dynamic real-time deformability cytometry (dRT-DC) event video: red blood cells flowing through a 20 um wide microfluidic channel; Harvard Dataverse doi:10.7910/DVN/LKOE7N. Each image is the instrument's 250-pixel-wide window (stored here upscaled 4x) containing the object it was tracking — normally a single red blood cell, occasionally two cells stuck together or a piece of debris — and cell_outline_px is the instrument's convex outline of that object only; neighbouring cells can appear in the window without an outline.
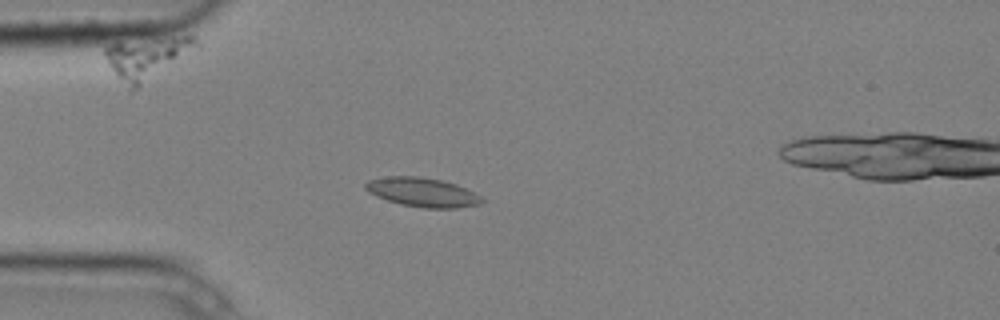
{"species": "common noctule bat (a hibernating species)", "species_latin": "Nyctalus noctula", "temperature_condition": "cold", "stored_images_in_passage": 12, "camera_frame_rate_fps": 3000, "um_per_image_px": 0.085, "animal": {"sex": "male", "body_mass_g": 20.4}, "frame": {"image": 1, "passage_image": 3, "time_ms": 0.667, "image_size_px": [1000, 320], "cell_outline_px": [[484, 200], [480, 204], [456, 208], [424, 208], [400, 204], [376, 196], [368, 192], [364, 188], [364, 184], [368, 180], [388, 176], [420, 176], [440, 180], [456, 184], [480, 196]], "centroid_in_image_um": [35.87, 16.34], "position_along_channel_um": 49.1, "area_um2": 19.65}}
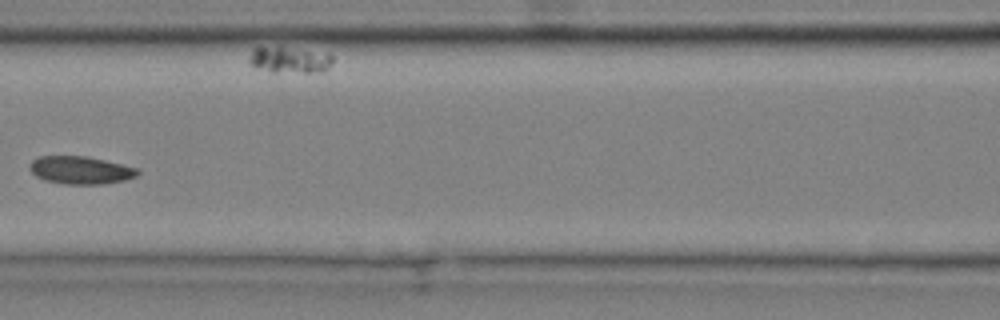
{"frame": {"image": 2, "passage_image": 6, "time_ms": 1.667, "image_size_px": [1000, 320], "cell_outline_px": [[140, 172], [136, 176], [124, 180], [104, 184], [64, 184], [44, 180], [36, 176], [28, 168], [32, 160], [40, 156], [88, 156], [140, 168]], "centroid_in_image_um": [6.87, 14.46], "position_along_channel_um": 159.7, "area_um2": 17.63}}
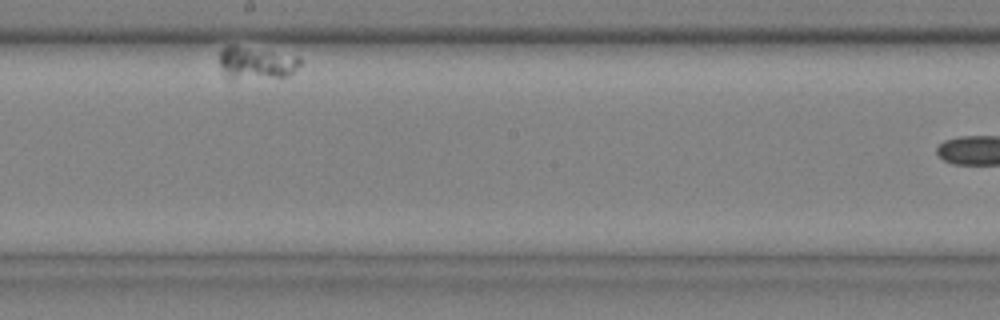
{"frame": {"image": 3, "passage_image": 9, "time_ms": 2.667, "image_size_px": [1000, 320], "cell_outline_px": [[300, 64], [292, 72], [284, 76], [228, 76], [220, 68], [220, 52], [228, 44], [232, 44], [300, 56]], "centroid_in_image_um": [21.78, 5.27], "position_along_channel_um": 226.4, "area_um2": 14.51}}